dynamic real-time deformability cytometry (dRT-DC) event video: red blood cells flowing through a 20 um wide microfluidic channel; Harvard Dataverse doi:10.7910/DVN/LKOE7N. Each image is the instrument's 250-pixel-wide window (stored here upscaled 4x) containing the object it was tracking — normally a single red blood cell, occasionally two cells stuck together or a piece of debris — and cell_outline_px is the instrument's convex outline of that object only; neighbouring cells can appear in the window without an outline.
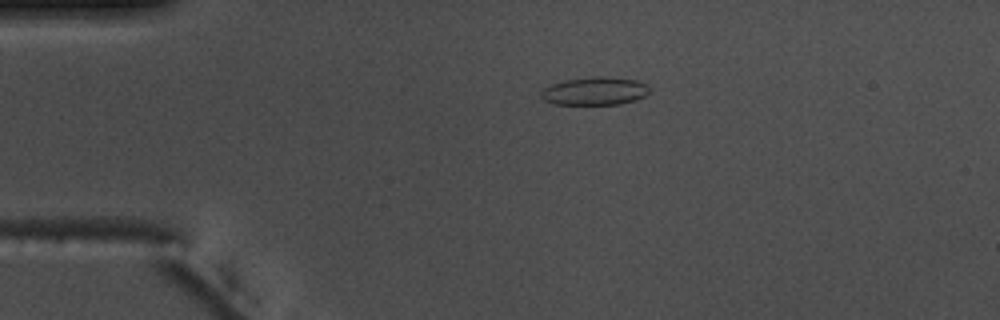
{"species": "common noctule bat (a hibernating species)", "species_latin": "Nyctalus noctula", "temperature_condition": "warm", "stored_images_in_passage": 38, "camera_frame_rate_fps": 3000, "um_per_image_px": 0.085, "animal": {"sex": "male", "body_mass_g": 17.5, "forearm_length_mm": 52.3}, "frame": {"image": 1, "passage_image": 2, "time_ms": 0.333, "image_size_px": [1000, 320], "cell_outline_px": [[648, 92], [644, 96], [636, 100], [620, 104], [552, 104], [544, 100], [540, 96], [540, 92], [544, 88], [552, 84], [564, 80], [596, 76], [604, 76], [636, 80], [648, 84]], "centroid_in_image_um": [50.54, 7.74], "position_along_channel_um": 34.5, "area_um2": 17.74}}
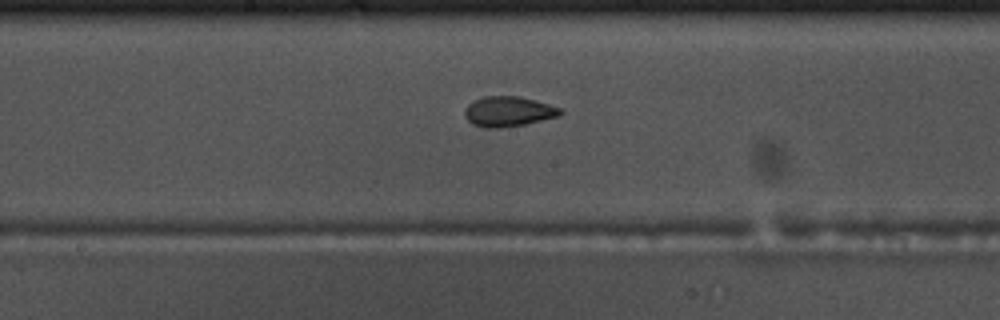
{"frame": {"image": 2, "passage_image": 19, "time_ms": 6.0, "image_size_px": [1000, 320], "cell_outline_px": [[564, 112], [560, 116], [524, 124], [500, 128], [484, 128], [472, 124], [464, 116], [464, 108], [468, 104], [484, 96], [520, 96], [548, 104], [560, 108]], "centroid_in_image_um": [43.19, 9.48], "position_along_channel_um": 205.0, "area_um2": 16.82}}
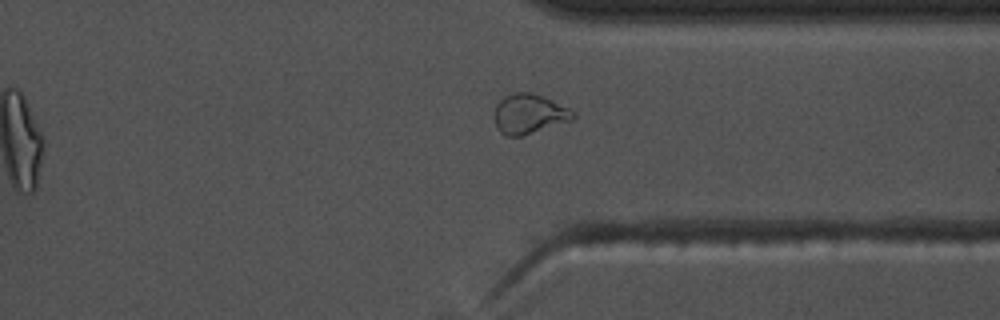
{"frame": {"image": 3, "passage_image": 32, "time_ms": 10.333, "image_size_px": [1000, 320], "cell_outline_px": [[576, 116], [572, 120], [520, 136], [508, 136], [500, 132], [496, 128], [496, 104], [504, 96], [512, 92], [532, 92], [568, 108], [576, 112]], "centroid_in_image_um": [44.97, 9.67], "position_along_channel_um": 366.4, "area_um2": 17.92}, "authors_computed_cell_mechanics": {"area_um2": 16.7909, "velocity_mm_per_s": 3.732, "shape_relaxation_time_tau1_ms": null, "shape_relaxation_time_tau2_ms": 1.4427, "deformation_change_tau1": null, "deformation_change_tau2": 0.0643}}